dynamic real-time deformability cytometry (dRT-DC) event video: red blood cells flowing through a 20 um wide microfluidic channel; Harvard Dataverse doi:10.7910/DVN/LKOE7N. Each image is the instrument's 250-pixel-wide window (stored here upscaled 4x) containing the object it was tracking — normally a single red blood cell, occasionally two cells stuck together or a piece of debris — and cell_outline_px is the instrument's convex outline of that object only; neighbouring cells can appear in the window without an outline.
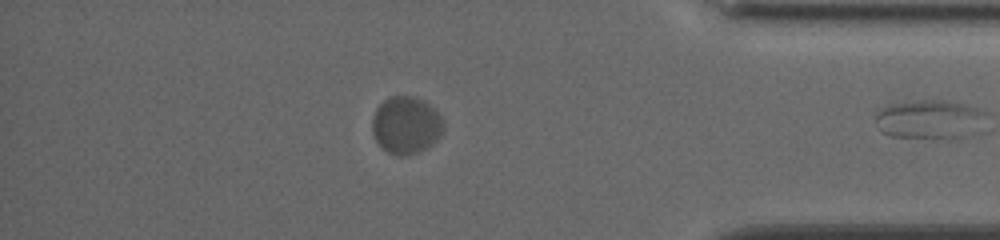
{"species": "common noctule bat (a hibernating species)", "species_latin": "Nyctalus noctula", "temperature_condition": "cold", "stored_images_in_passage": 54, "segment_of_instrument_passage": [2, 2], "camera_frame_rate_fps": 3000, "um_per_image_px": 0.085, "animal": {"sex": "female", "body_mass_g": 19.5, "forearm_length_mm": 54.1}, "frame": {"image": 1, "passage_image": 54, "time_ms": 17.667, "image_size_px": [1000, 240], "cell_outline_px": [[984, 112], [960, 136], [952, 140], [948, 140], [892, 136], [884, 132], [876, 120], [876, 116], [888, 104], [924, 100], [944, 100], [984, 108]], "centroid_in_image_um": [78.89, 10.13], "position_along_channel_um": 356.3, "area_um2": 23.81}}